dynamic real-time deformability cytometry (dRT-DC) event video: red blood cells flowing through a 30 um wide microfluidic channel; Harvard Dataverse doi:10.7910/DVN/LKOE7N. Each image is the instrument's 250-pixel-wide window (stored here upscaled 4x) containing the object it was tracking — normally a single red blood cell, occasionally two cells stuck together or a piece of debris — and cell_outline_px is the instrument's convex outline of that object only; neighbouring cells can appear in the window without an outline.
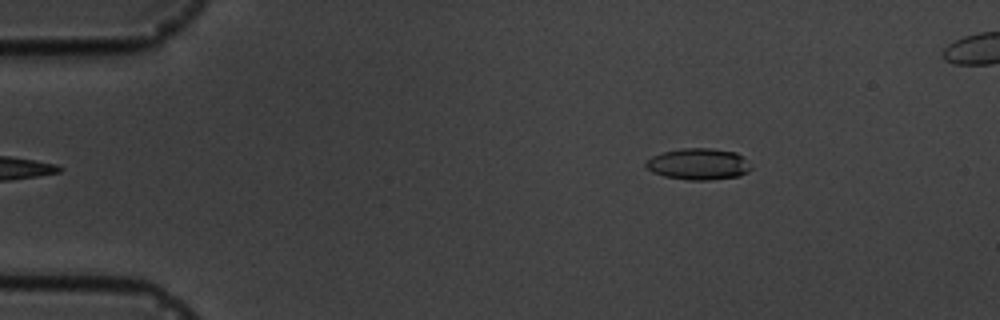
{"species": "common noctule bat (a hibernating species)", "species_latin": "Nyctalus noctula", "temperature_condition": "cold", "stored_images_in_passage": 5, "camera_frame_rate_fps": 3000, "um_per_image_px": 0.085, "animal": {"sex": "male", "body_mass_g": 19.5, "forearm_length_mm": 54.6}, "frame": {"image": 1, "passage_image": 5, "time_ms": 4.667, "image_size_px": [1000, 320], "cell_outline_px": [[752, 168], [748, 172], [740, 176], [708, 180], [688, 180], [664, 176], [652, 172], [644, 164], [652, 156], [664, 152], [680, 148], [712, 148], [736, 152]], "centroid_in_image_um": [59.35, 13.95], "position_along_channel_um": 25.6, "area_um2": 19.13}}